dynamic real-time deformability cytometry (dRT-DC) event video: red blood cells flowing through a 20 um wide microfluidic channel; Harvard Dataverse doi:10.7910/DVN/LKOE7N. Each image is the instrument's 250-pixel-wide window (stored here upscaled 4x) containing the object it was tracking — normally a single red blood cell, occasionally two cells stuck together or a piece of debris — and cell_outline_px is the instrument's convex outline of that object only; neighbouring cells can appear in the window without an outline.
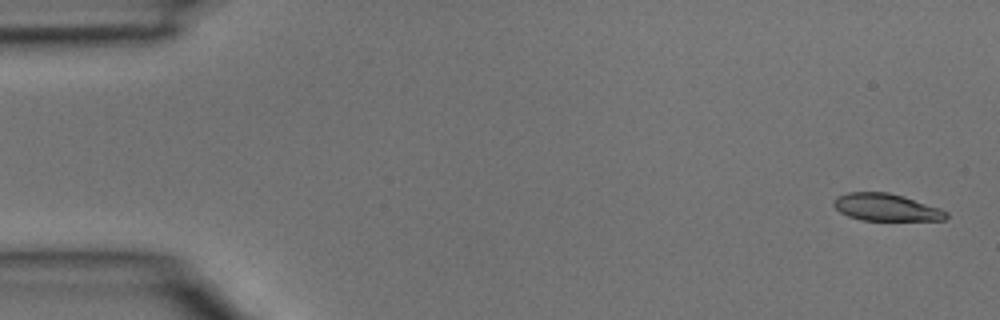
{"species": "common noctule bat (a hibernating species)", "species_latin": "Nyctalus noctula", "temperature_condition": "room temperature", "stored_images_in_passage": 5, "camera_frame_rate_fps": 3000, "um_per_image_px": 0.085, "animal": {"sex": "male", "body_mass_g": 15.6}, "frame": {"image": 1, "passage_image": 1, "time_ms": 0.0, "image_size_px": [1000, 320], "cell_outline_px": [[948, 216], [944, 220], [860, 220], [848, 216], [840, 212], [832, 204], [832, 200], [836, 196], [848, 192], [888, 192], [904, 196], [940, 208], [948, 212]], "centroid_in_image_um": [75.29, 17.61], "position_along_channel_um": 9.7, "area_um2": 17.98}}